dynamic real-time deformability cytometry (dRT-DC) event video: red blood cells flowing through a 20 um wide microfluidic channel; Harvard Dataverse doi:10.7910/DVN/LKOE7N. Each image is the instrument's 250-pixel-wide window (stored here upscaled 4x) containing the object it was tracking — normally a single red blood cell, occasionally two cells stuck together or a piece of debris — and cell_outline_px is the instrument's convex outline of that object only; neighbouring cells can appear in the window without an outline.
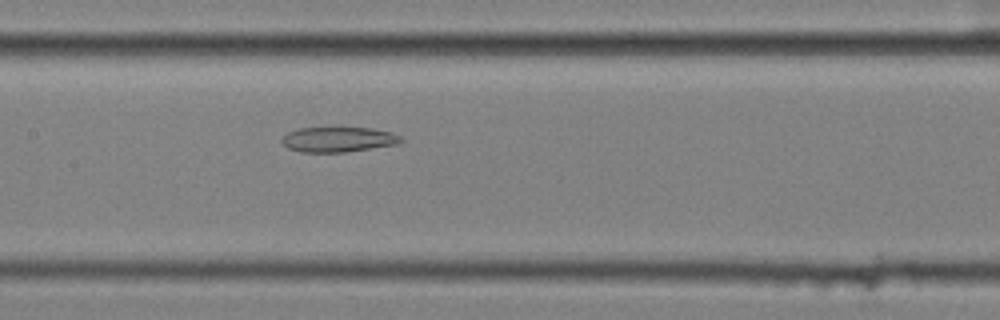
{"species": "common noctule bat (a hibernating species)", "species_latin": "Nyctalus noctula", "temperature_condition": "cold", "stored_images_in_passage": 6, "camera_frame_rate_fps": 3000, "um_per_image_px": 0.085, "animal": {"sex": "female", "body_mass_g": 25.1}, "frame": {"image": 1, "passage_image": 6, "time_ms": 1.667, "image_size_px": [1000, 320], "cell_outline_px": [[404, 140], [396, 144], [344, 152], [300, 152], [288, 148], [280, 140], [288, 132], [300, 128], [372, 128], [392, 132], [400, 136]], "centroid_in_image_um": [28.74, 11.85], "position_along_channel_um": 178.7, "area_um2": 17.22}}